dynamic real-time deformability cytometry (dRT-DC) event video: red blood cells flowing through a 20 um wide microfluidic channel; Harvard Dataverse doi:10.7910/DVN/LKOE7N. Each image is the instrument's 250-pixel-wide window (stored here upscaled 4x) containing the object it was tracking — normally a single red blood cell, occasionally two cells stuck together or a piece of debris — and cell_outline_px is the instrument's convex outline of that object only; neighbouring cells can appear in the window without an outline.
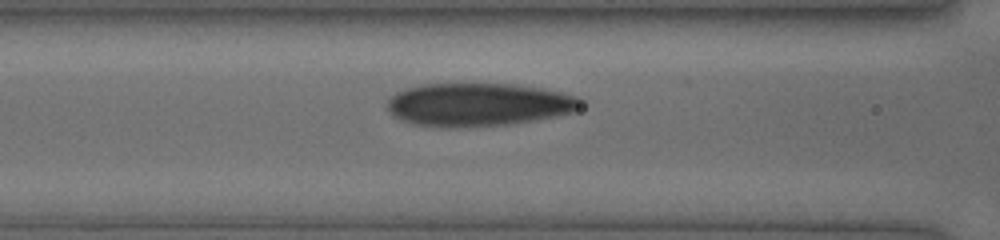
{"species": "human", "species_latin": "Homo sapiens", "temperature_condition": "cold", "stored_images_in_passage": 36, "camera_frame_rate_fps": 3000, "um_per_image_px": 0.085, "donor": {"sex": "female"}, "frame": {"image": 1, "passage_image": 10, "time_ms": 3.0, "image_size_px": [1000, 240], "cell_outline_px": [[580, 104], [572, 112], [532, 120], [508, 124], [412, 124], [396, 116], [388, 108], [388, 100], [396, 92], [404, 88], [424, 84], [512, 84], [540, 88], [560, 92], [572, 96], [580, 100]], "centroid_in_image_um": [40.65, 8.83], "position_along_channel_um": 126.0, "area_um2": 46.47}}
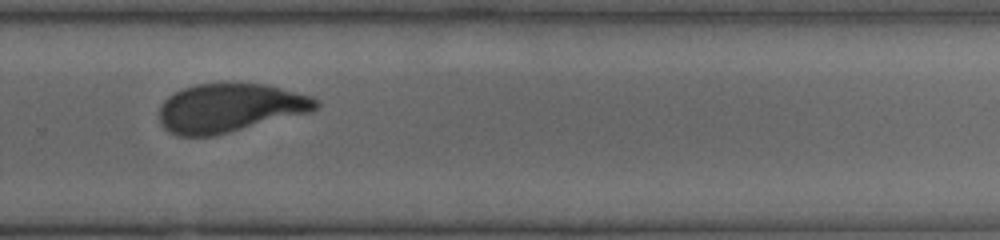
{"frame": {"image": 2, "passage_image": 23, "time_ms": 7.333, "image_size_px": [1000, 240], "cell_outline_px": [[320, 108], [312, 112], [212, 136], [180, 136], [168, 132], [160, 124], [160, 104], [168, 96], [184, 88], [196, 84], [264, 84], [312, 96], [320, 100]], "centroid_in_image_um": [19.56, 9.18], "position_along_channel_um": 310.2, "area_um2": 44.39}}
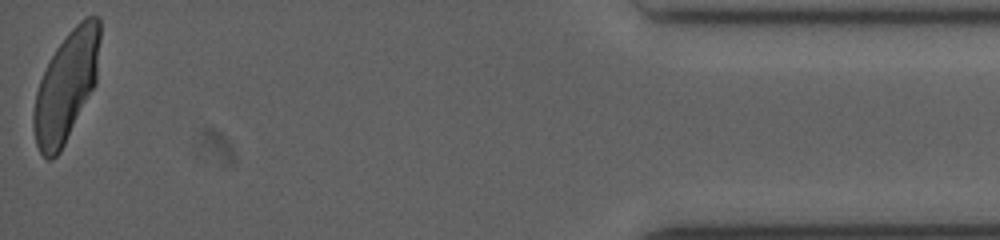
{"frame": {"image": 3, "passage_image": 36, "time_ms": 11.667, "image_size_px": [1000, 240], "cell_outline_px": [[100, 40], [96, 84], [60, 152], [52, 160], [48, 160], [40, 152], [36, 144], [32, 128], [32, 116], [36, 92], [40, 80], [56, 48], [68, 32], [80, 20], [88, 16], [100, 16]], "centroid_in_image_um": [5.63, 7.34], "position_along_channel_um": 429.6, "area_um2": 42.31}}